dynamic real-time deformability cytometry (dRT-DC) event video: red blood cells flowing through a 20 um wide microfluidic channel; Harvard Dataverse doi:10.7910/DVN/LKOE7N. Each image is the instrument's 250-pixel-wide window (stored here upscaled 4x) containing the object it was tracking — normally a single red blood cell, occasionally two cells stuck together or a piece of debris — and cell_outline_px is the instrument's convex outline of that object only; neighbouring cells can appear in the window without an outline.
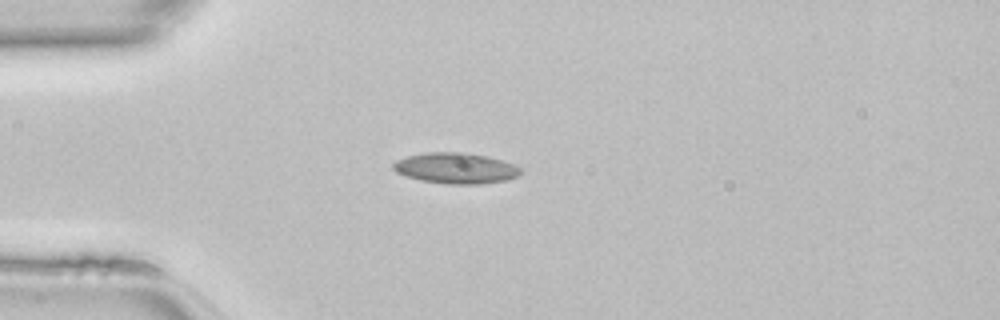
{"species": "common noctule bat (a hibernating species)", "species_latin": "Nyctalus noctula", "temperature_condition": "room temperature", "stored_images_in_passage": 36, "camera_frame_rate_fps": 3000, "um_per_image_px": 0.085, "animal": {"sex": "female", "body_mass_g": 22.7, "forearm_length_mm": 54.2}, "frame": {"image": 1, "passage_image": 1, "time_ms": 0.0, "image_size_px": [1000, 320], "cell_outline_px": [[520, 176], [508, 180], [480, 184], [448, 184], [420, 180], [396, 172], [392, 168], [392, 164], [396, 160], [408, 156], [428, 152], [464, 152], [488, 156], [512, 164], [520, 168]], "centroid_in_image_um": [38.74, 14.3], "position_along_channel_um": 46.3, "area_um2": 22.83}}
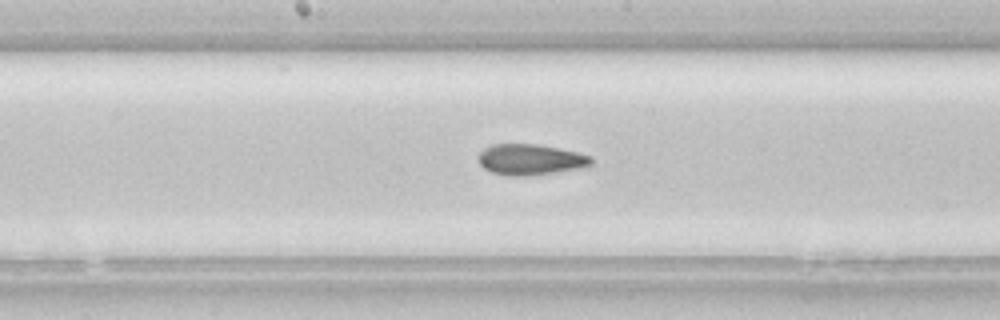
{"frame": {"image": 2, "passage_image": 13, "time_ms": 4.0, "image_size_px": [1000, 320], "cell_outline_px": [[592, 164], [580, 168], [556, 172], [528, 176], [512, 176], [492, 172], [484, 168], [480, 164], [476, 156], [484, 148], [492, 144], [536, 144], [576, 152], [592, 156]], "centroid_in_image_um": [45.05, 13.56], "position_along_channel_um": 203.1, "area_um2": 20.23}}
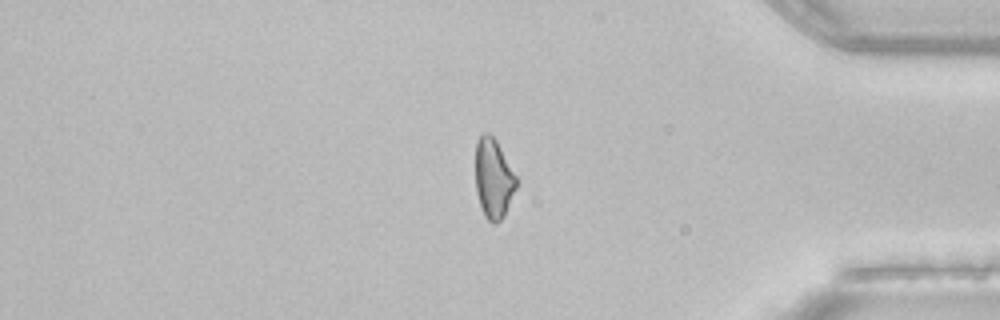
{"frame": {"image": 3, "passage_image": 28, "time_ms": 9.0, "image_size_px": [1000, 320], "cell_outline_px": [[516, 188], [504, 216], [496, 224], [492, 224], [484, 216], [476, 192], [476, 140], [484, 132], [488, 132], [496, 140], [516, 176]], "centroid_in_image_um": [41.93, 15.18], "position_along_channel_um": 393.3, "area_um2": 18.84}}